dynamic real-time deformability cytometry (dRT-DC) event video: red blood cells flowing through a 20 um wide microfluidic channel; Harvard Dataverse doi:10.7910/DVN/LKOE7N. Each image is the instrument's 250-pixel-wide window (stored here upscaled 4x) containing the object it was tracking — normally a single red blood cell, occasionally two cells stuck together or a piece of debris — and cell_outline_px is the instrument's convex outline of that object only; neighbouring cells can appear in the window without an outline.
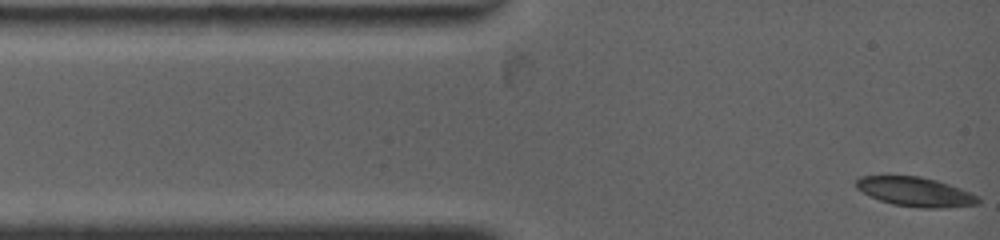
{"species": "common noctule bat (a hibernating species)", "species_latin": "Nyctalus noctula", "temperature_condition": "warm", "stored_images_in_passage": 35, "camera_frame_rate_fps": 4500, "um_per_image_px": 0.085, "animal": {"sex": "female", "body_mass_g": 19.0, "forearm_length_mm": 53.3}, "frame": {"image": 1, "passage_image": 1, "time_ms": 0.0, "image_size_px": [1000, 240], "cell_outline_px": [[980, 204], [944, 208], [924, 208], [892, 204], [880, 200], [856, 188], [856, 180], [860, 176], [920, 176], [936, 180], [960, 188], [980, 196]], "centroid_in_image_um": [77.86, 16.31], "position_along_channel_um": 7.1, "area_um2": 20.75}}
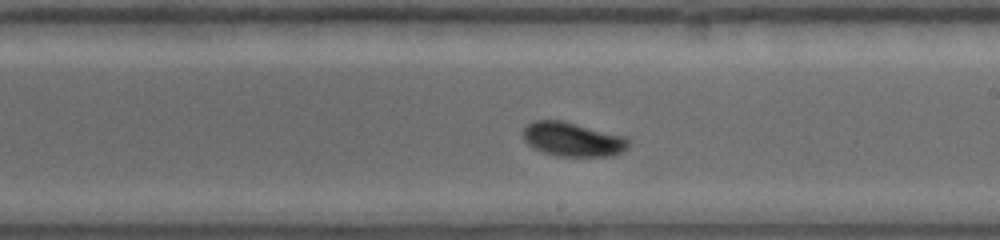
{"frame": {"image": 2, "passage_image": 20, "time_ms": 7.333, "image_size_px": [1000, 240], "cell_outline_px": [[632, 140], [620, 152], [612, 156], [556, 156], [532, 148], [524, 140], [524, 128], [532, 120], [564, 120], [624, 136]], "centroid_in_image_um": [48.66, 11.83], "position_along_channel_um": 240.3, "area_um2": 20.98}}
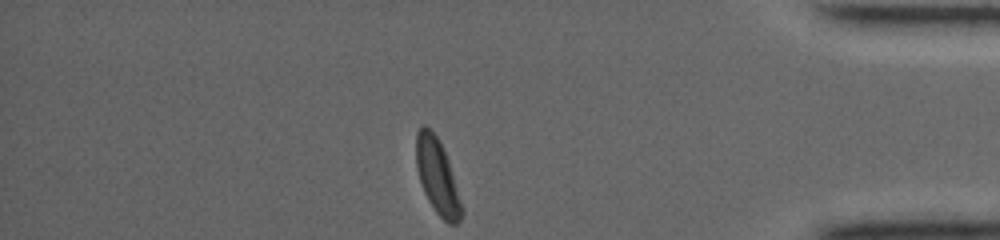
{"frame": {"image": 3, "passage_image": 35, "time_ms": 12.444, "image_size_px": [1000, 240], "cell_outline_px": [[464, 212], [460, 220], [456, 224], [448, 224], [436, 212], [428, 200], [424, 192], [416, 168], [416, 132], [424, 124], [440, 140], [448, 160], [464, 208]], "centroid_in_image_um": [37.19, 15.03], "position_along_channel_um": 398.0, "area_um2": 19.88}, "authors_computed_cell_mechanics": {"area_um2": 20.808, "velocity_mm_per_s": 3.7946, "shape_relaxation_time_tau1_ms": 2.7647, "shape_relaxation_time_tau2_ms": null, "deformation_change_tau1": 0.1303, "deformation_change_tau2": null}}